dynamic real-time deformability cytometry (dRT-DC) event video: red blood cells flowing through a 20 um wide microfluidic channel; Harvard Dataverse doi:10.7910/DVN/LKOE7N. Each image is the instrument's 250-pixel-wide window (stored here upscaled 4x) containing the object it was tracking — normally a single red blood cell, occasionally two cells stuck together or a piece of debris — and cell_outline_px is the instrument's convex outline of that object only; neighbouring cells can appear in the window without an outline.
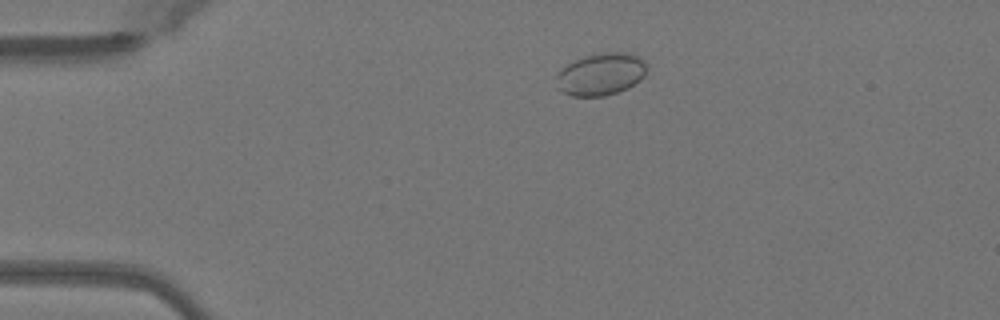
{"species": "Egyptian fruit bat (a non-hibernating species)", "species_latin": "Rousettus aegyptiacus", "temperature_condition": "warm", "stored_images_in_passage": 42, "camera_frame_rate_fps": 3000, "um_per_image_px": 0.085, "animal": {"sex": "female"}, "frame": {"image": 1, "passage_image": 2, "time_ms": 0.333, "image_size_px": [1000, 320], "cell_outline_px": [[648, 68], [644, 76], [640, 80], [628, 88], [604, 96], [572, 96], [564, 92], [560, 88], [556, 76], [556, 72], [568, 64], [576, 60], [588, 56], [604, 52], [624, 52], [640, 56], [648, 64]], "centroid_in_image_um": [51.13, 6.3], "position_along_channel_um": 33.9, "area_um2": 22.2}}
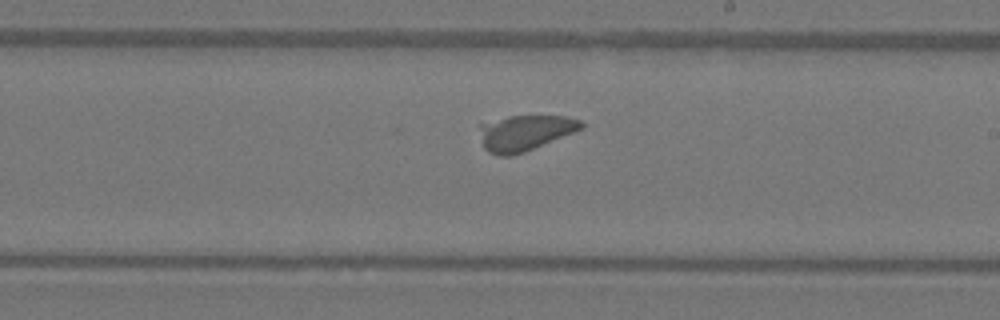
{"frame": {"image": 2, "passage_image": 21, "time_ms": 6.667, "image_size_px": [1000, 320], "cell_outline_px": [[584, 128], [576, 132], [524, 152], [512, 156], [500, 156], [488, 152], [484, 148], [480, 128], [480, 124], [508, 116], [568, 116], [580, 120], [584, 124]], "centroid_in_image_um": [44.66, 11.29], "position_along_channel_um": 244.3, "area_um2": 21.1}}
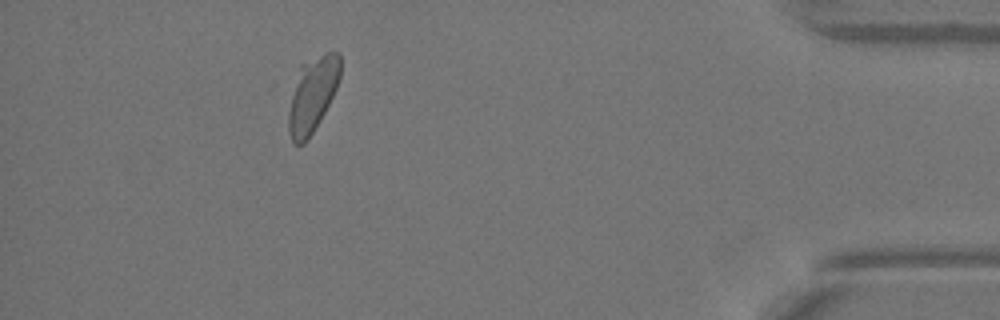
{"frame": {"image": 3, "passage_image": 37, "time_ms": 12.0, "image_size_px": [1000, 320], "cell_outline_px": [[340, 76], [336, 88], [324, 112], [308, 140], [304, 144], [292, 144], [288, 132], [288, 112], [300, 64], [328, 52], [336, 52], [340, 56]], "centroid_in_image_um": [26.54, 8.08], "position_along_channel_um": 408.7, "area_um2": 22.25}, "authors_computed_cell_mechanics": {"area_um2": 21.9351, "velocity_mm_per_s": 4.0497, "shape_relaxation_time_tau1_ms": 3.3934, "shape_relaxation_time_tau2_ms": 3.849, "deformation_change_tau1": 0.0813, "deformation_change_tau2": 0.1554}}